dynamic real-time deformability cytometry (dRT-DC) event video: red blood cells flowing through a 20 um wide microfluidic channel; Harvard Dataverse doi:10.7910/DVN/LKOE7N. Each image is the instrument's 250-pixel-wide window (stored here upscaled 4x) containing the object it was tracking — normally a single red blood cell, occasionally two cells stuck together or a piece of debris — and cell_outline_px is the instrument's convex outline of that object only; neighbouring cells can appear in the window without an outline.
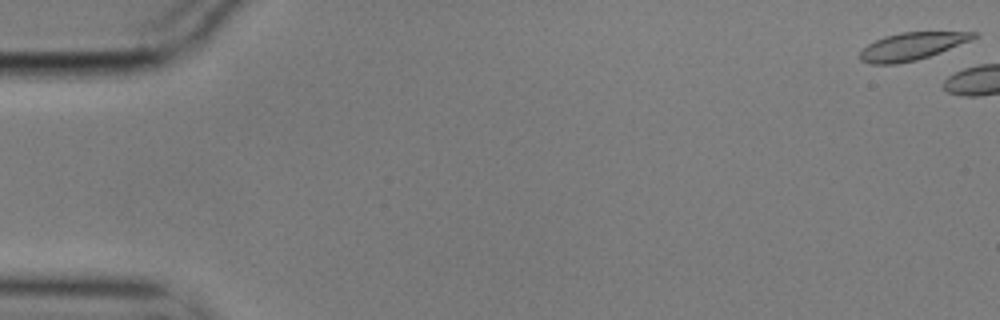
{"species": "common noctule bat (a hibernating species)", "species_latin": "Nyctalus noctula", "temperature_condition": "cold", "stored_images_in_passage": 5, "camera_frame_rate_fps": 3000, "um_per_image_px": 0.085, "animal": {"sex": "male", "body_mass_g": 17.9}, "frame": {"image": 1, "passage_image": 1, "time_ms": 0.0, "image_size_px": [1000, 320], "cell_outline_px": [[980, 32], [976, 36], [968, 40], [940, 52], [916, 60], [896, 64], [872, 64], [860, 60], [860, 52], [868, 44], [884, 36], [900, 32]], "centroid_in_image_um": [77.45, 3.93], "position_along_channel_um": 7.6, "area_um2": 17.8}}